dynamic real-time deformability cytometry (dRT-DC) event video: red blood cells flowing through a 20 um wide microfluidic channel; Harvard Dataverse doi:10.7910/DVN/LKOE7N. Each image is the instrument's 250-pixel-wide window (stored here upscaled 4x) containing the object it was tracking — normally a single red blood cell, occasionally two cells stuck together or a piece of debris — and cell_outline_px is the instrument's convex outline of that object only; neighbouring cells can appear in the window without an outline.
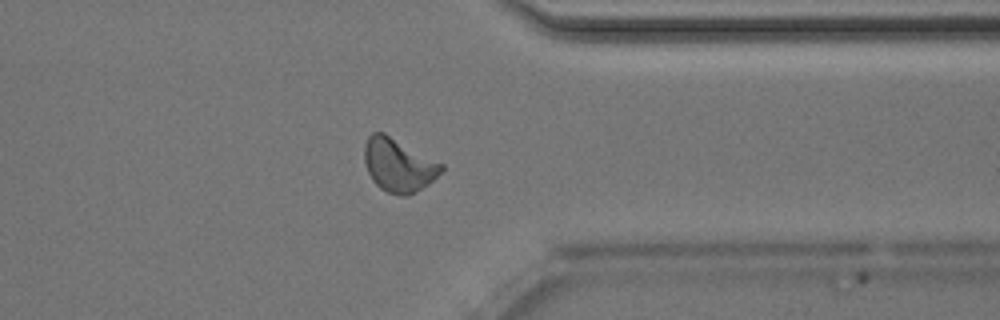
{"species": "Egyptian fruit bat (a non-hibernating species)", "species_latin": "Rousettus aegyptiacus", "temperature_condition": "room temperature", "stored_images_in_passage": 35, "camera_frame_rate_fps": 3000, "um_per_image_px": 0.085, "animal": {"sex": "male"}, "frame": {"image": 1, "passage_image": 25, "time_ms": 8.0, "image_size_px": [1000, 320], "cell_outline_px": [[444, 168], [428, 184], [416, 192], [408, 196], [400, 196], [388, 192], [380, 188], [372, 180], [368, 172], [364, 160], [364, 144], [368, 136], [372, 132], [384, 132], [444, 164]], "centroid_in_image_um": [33.85, 14.02], "position_along_channel_um": 377.5, "area_um2": 23.99}}
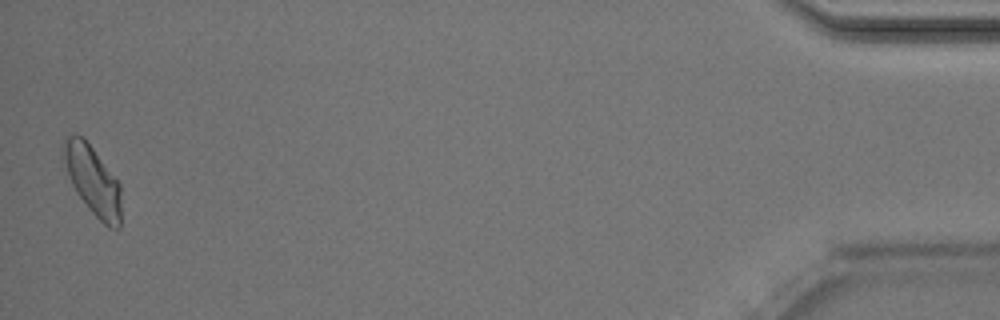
{"frame": {"image": 2, "passage_image": 35, "time_ms": 11.333, "image_size_px": [1000, 320], "cell_outline_px": [[120, 228], [108, 228], [88, 208], [76, 192], [72, 184], [60, 156], [60, 148], [64, 136], [76, 132], [84, 136], [120, 184]], "centroid_in_image_um": [7.81, 15.24], "position_along_channel_um": 427.4, "area_um2": 23.7}, "authors_computed_cell_mechanics": {"area_um2": 22.3686, "velocity_mm_per_s": 4.0206, "shape_relaxation_time_tau1_ms": 6.3516, "shape_relaxation_time_tau2_ms": 1.2769, "deformation_change_tau1": 0.1583, "deformation_change_tau2": 0.0589}}